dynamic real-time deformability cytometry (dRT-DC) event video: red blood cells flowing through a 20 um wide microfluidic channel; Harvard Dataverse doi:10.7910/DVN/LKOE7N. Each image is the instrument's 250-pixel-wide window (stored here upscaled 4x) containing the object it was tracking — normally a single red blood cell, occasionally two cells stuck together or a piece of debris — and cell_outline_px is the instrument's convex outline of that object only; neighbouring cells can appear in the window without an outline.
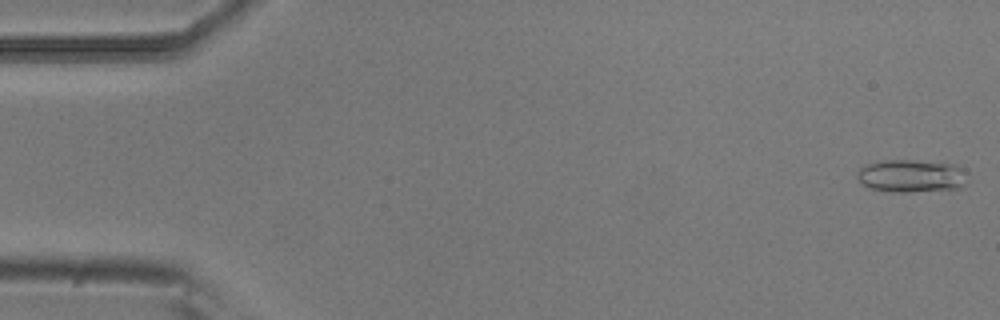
{"species": "common noctule bat (a hibernating species)", "species_latin": "Nyctalus noctula", "temperature_condition": "room temperature", "stored_images_in_passage": 6, "camera_frame_rate_fps": 3000, "um_per_image_px": 0.085, "animal": {"sex": "male", "body_mass_g": 20.5, "forearm_length_mm": 52.5}, "frame": {"image": 1, "passage_image": 1, "time_ms": 0.0, "image_size_px": [1000, 320], "cell_outline_px": [[968, 172], [964, 184], [960, 188], [908, 192], [892, 192], [872, 188], [864, 184], [856, 176], [860, 168], [868, 164], [884, 160], [912, 160], [956, 164], [964, 168]], "centroid_in_image_um": [77.52, 14.94], "position_along_channel_um": 7.5, "area_um2": 21.04}}
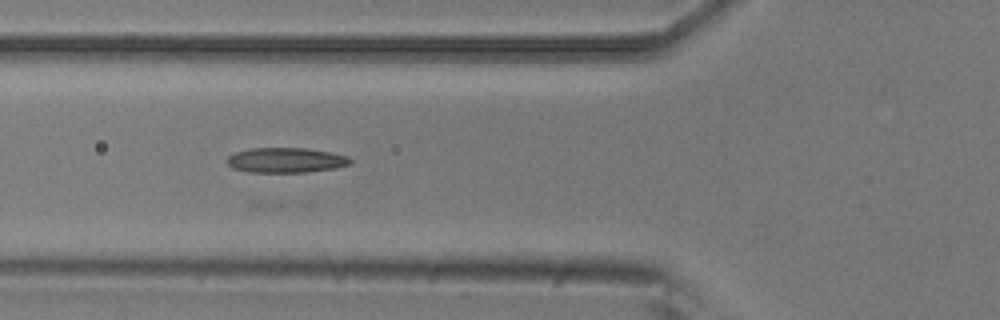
{"frame": {"image": 2, "passage_image": 6, "time_ms": 1.667, "image_size_px": [1000, 320], "cell_outline_px": [[352, 164], [336, 168], [304, 172], [248, 172], [232, 168], [224, 160], [228, 156], [236, 152], [252, 148], [308, 148], [332, 152], [348, 156], [352, 160]], "centroid_in_image_um": [24.31, 13.61], "position_along_channel_um": 101.5, "area_um2": 18.15}}